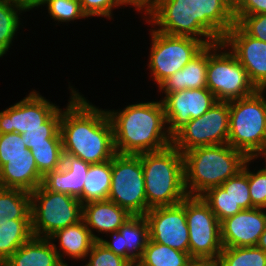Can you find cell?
<instances>
[{
    "instance_id": "6da1fadb",
    "label": "cell",
    "mask_w": 266,
    "mask_h": 266,
    "mask_svg": "<svg viewBox=\"0 0 266 266\" xmlns=\"http://www.w3.org/2000/svg\"><path fill=\"white\" fill-rule=\"evenodd\" d=\"M60 134L63 154L89 164L111 160L116 154L106 110L92 105L73 87L66 109H61Z\"/></svg>"
},
{
    "instance_id": "7a4b0ae2",
    "label": "cell",
    "mask_w": 266,
    "mask_h": 266,
    "mask_svg": "<svg viewBox=\"0 0 266 266\" xmlns=\"http://www.w3.org/2000/svg\"><path fill=\"white\" fill-rule=\"evenodd\" d=\"M146 20L161 33L194 37L206 45L221 42L236 23L232 0H168Z\"/></svg>"
},
{
    "instance_id": "3957f363",
    "label": "cell",
    "mask_w": 266,
    "mask_h": 266,
    "mask_svg": "<svg viewBox=\"0 0 266 266\" xmlns=\"http://www.w3.org/2000/svg\"><path fill=\"white\" fill-rule=\"evenodd\" d=\"M106 112L118 154L138 155L159 151L172 144L161 100L131 104L117 112L106 109Z\"/></svg>"
},
{
    "instance_id": "277c9868",
    "label": "cell",
    "mask_w": 266,
    "mask_h": 266,
    "mask_svg": "<svg viewBox=\"0 0 266 266\" xmlns=\"http://www.w3.org/2000/svg\"><path fill=\"white\" fill-rule=\"evenodd\" d=\"M184 185L188 196H200L236 176L249 159L229 144L193 148L183 153Z\"/></svg>"
},
{
    "instance_id": "5b68a950",
    "label": "cell",
    "mask_w": 266,
    "mask_h": 266,
    "mask_svg": "<svg viewBox=\"0 0 266 266\" xmlns=\"http://www.w3.org/2000/svg\"><path fill=\"white\" fill-rule=\"evenodd\" d=\"M147 206H171L188 195L184 185L183 154L173 145L141 153Z\"/></svg>"
},
{
    "instance_id": "8992f818",
    "label": "cell",
    "mask_w": 266,
    "mask_h": 266,
    "mask_svg": "<svg viewBox=\"0 0 266 266\" xmlns=\"http://www.w3.org/2000/svg\"><path fill=\"white\" fill-rule=\"evenodd\" d=\"M264 94H253L229 101L228 142L250 158L266 146V102Z\"/></svg>"
},
{
    "instance_id": "52a82bcc",
    "label": "cell",
    "mask_w": 266,
    "mask_h": 266,
    "mask_svg": "<svg viewBox=\"0 0 266 266\" xmlns=\"http://www.w3.org/2000/svg\"><path fill=\"white\" fill-rule=\"evenodd\" d=\"M82 206L78 198L49 191L41 184L30 193L33 236L48 238L55 231L78 223L82 220Z\"/></svg>"
},
{
    "instance_id": "ba28073f",
    "label": "cell",
    "mask_w": 266,
    "mask_h": 266,
    "mask_svg": "<svg viewBox=\"0 0 266 266\" xmlns=\"http://www.w3.org/2000/svg\"><path fill=\"white\" fill-rule=\"evenodd\" d=\"M225 49L226 46L222 42L208 45L206 78L207 88L217 101L229 102L249 96L257 89L234 54Z\"/></svg>"
},
{
    "instance_id": "9c48e42d",
    "label": "cell",
    "mask_w": 266,
    "mask_h": 266,
    "mask_svg": "<svg viewBox=\"0 0 266 266\" xmlns=\"http://www.w3.org/2000/svg\"><path fill=\"white\" fill-rule=\"evenodd\" d=\"M108 200L132 216H144L150 209L144 186L141 154H118L112 158V179Z\"/></svg>"
},
{
    "instance_id": "30bf717a",
    "label": "cell",
    "mask_w": 266,
    "mask_h": 266,
    "mask_svg": "<svg viewBox=\"0 0 266 266\" xmlns=\"http://www.w3.org/2000/svg\"><path fill=\"white\" fill-rule=\"evenodd\" d=\"M148 68L158 86L181 70L207 45L190 36H171L152 29Z\"/></svg>"
},
{
    "instance_id": "8fae6325",
    "label": "cell",
    "mask_w": 266,
    "mask_h": 266,
    "mask_svg": "<svg viewBox=\"0 0 266 266\" xmlns=\"http://www.w3.org/2000/svg\"><path fill=\"white\" fill-rule=\"evenodd\" d=\"M185 215L188 225L190 257L217 262L223 249L220 221L200 196L185 198Z\"/></svg>"
},
{
    "instance_id": "7c38bea8",
    "label": "cell",
    "mask_w": 266,
    "mask_h": 266,
    "mask_svg": "<svg viewBox=\"0 0 266 266\" xmlns=\"http://www.w3.org/2000/svg\"><path fill=\"white\" fill-rule=\"evenodd\" d=\"M229 112V102L217 101L203 115L181 127L172 136V144L182 154L197 147L227 144Z\"/></svg>"
},
{
    "instance_id": "4fadbf2b",
    "label": "cell",
    "mask_w": 266,
    "mask_h": 266,
    "mask_svg": "<svg viewBox=\"0 0 266 266\" xmlns=\"http://www.w3.org/2000/svg\"><path fill=\"white\" fill-rule=\"evenodd\" d=\"M144 216L150 240L189 253L185 199L176 205L151 208Z\"/></svg>"
},
{
    "instance_id": "5bb4252c",
    "label": "cell",
    "mask_w": 266,
    "mask_h": 266,
    "mask_svg": "<svg viewBox=\"0 0 266 266\" xmlns=\"http://www.w3.org/2000/svg\"><path fill=\"white\" fill-rule=\"evenodd\" d=\"M249 162L252 161L248 159L236 176L227 179L220 186L207 189L200 195L220 222L242 209L252 208L249 194Z\"/></svg>"
},
{
    "instance_id": "9a60e30c",
    "label": "cell",
    "mask_w": 266,
    "mask_h": 266,
    "mask_svg": "<svg viewBox=\"0 0 266 266\" xmlns=\"http://www.w3.org/2000/svg\"><path fill=\"white\" fill-rule=\"evenodd\" d=\"M58 109L33 90L23 100L0 112V133L23 134L27 130L45 129V122Z\"/></svg>"
},
{
    "instance_id": "2e32d148",
    "label": "cell",
    "mask_w": 266,
    "mask_h": 266,
    "mask_svg": "<svg viewBox=\"0 0 266 266\" xmlns=\"http://www.w3.org/2000/svg\"><path fill=\"white\" fill-rule=\"evenodd\" d=\"M169 133L173 136L191 119L198 118L216 102L208 88L185 89L168 93L161 99Z\"/></svg>"
},
{
    "instance_id": "e0dca14e",
    "label": "cell",
    "mask_w": 266,
    "mask_h": 266,
    "mask_svg": "<svg viewBox=\"0 0 266 266\" xmlns=\"http://www.w3.org/2000/svg\"><path fill=\"white\" fill-rule=\"evenodd\" d=\"M246 70L251 83L258 89L266 84V42L249 36L237 23L221 41Z\"/></svg>"
},
{
    "instance_id": "ac0fdd59",
    "label": "cell",
    "mask_w": 266,
    "mask_h": 266,
    "mask_svg": "<svg viewBox=\"0 0 266 266\" xmlns=\"http://www.w3.org/2000/svg\"><path fill=\"white\" fill-rule=\"evenodd\" d=\"M264 208L242 209L220 222L223 247L256 246L266 227Z\"/></svg>"
},
{
    "instance_id": "d6986e66",
    "label": "cell",
    "mask_w": 266,
    "mask_h": 266,
    "mask_svg": "<svg viewBox=\"0 0 266 266\" xmlns=\"http://www.w3.org/2000/svg\"><path fill=\"white\" fill-rule=\"evenodd\" d=\"M112 241L99 242L130 263L137 262L143 255L150 239L149 225L145 216H131L118 231L111 232Z\"/></svg>"
},
{
    "instance_id": "ffe728a7",
    "label": "cell",
    "mask_w": 266,
    "mask_h": 266,
    "mask_svg": "<svg viewBox=\"0 0 266 266\" xmlns=\"http://www.w3.org/2000/svg\"><path fill=\"white\" fill-rule=\"evenodd\" d=\"M89 163L63 154V164L58 170L47 173L42 185L49 191L76 197L82 203V190L88 173Z\"/></svg>"
},
{
    "instance_id": "44dd1931",
    "label": "cell",
    "mask_w": 266,
    "mask_h": 266,
    "mask_svg": "<svg viewBox=\"0 0 266 266\" xmlns=\"http://www.w3.org/2000/svg\"><path fill=\"white\" fill-rule=\"evenodd\" d=\"M42 180L31 152L27 157L0 158V187L31 193L42 184Z\"/></svg>"
},
{
    "instance_id": "7402d4cb",
    "label": "cell",
    "mask_w": 266,
    "mask_h": 266,
    "mask_svg": "<svg viewBox=\"0 0 266 266\" xmlns=\"http://www.w3.org/2000/svg\"><path fill=\"white\" fill-rule=\"evenodd\" d=\"M131 216L126 209L110 200L93 201L82 206V220L96 241L101 238L93 230L103 234L118 231Z\"/></svg>"
},
{
    "instance_id": "603a6c76",
    "label": "cell",
    "mask_w": 266,
    "mask_h": 266,
    "mask_svg": "<svg viewBox=\"0 0 266 266\" xmlns=\"http://www.w3.org/2000/svg\"><path fill=\"white\" fill-rule=\"evenodd\" d=\"M48 239L51 241H53V239H56V241L59 240V249L54 243L53 247L57 251L62 264L65 263L63 259L65 256H69V258L73 260H86L87 254L96 242L83 220L55 231Z\"/></svg>"
},
{
    "instance_id": "cb8c5ba5",
    "label": "cell",
    "mask_w": 266,
    "mask_h": 266,
    "mask_svg": "<svg viewBox=\"0 0 266 266\" xmlns=\"http://www.w3.org/2000/svg\"><path fill=\"white\" fill-rule=\"evenodd\" d=\"M208 45L181 70L165 79L159 91L165 96L185 89L207 88Z\"/></svg>"
},
{
    "instance_id": "d4e9b609",
    "label": "cell",
    "mask_w": 266,
    "mask_h": 266,
    "mask_svg": "<svg viewBox=\"0 0 266 266\" xmlns=\"http://www.w3.org/2000/svg\"><path fill=\"white\" fill-rule=\"evenodd\" d=\"M1 266H62V263L53 247V241L33 236Z\"/></svg>"
},
{
    "instance_id": "484cf974",
    "label": "cell",
    "mask_w": 266,
    "mask_h": 266,
    "mask_svg": "<svg viewBox=\"0 0 266 266\" xmlns=\"http://www.w3.org/2000/svg\"><path fill=\"white\" fill-rule=\"evenodd\" d=\"M112 179V159L90 164L82 190V205L108 200Z\"/></svg>"
},
{
    "instance_id": "4316f807",
    "label": "cell",
    "mask_w": 266,
    "mask_h": 266,
    "mask_svg": "<svg viewBox=\"0 0 266 266\" xmlns=\"http://www.w3.org/2000/svg\"><path fill=\"white\" fill-rule=\"evenodd\" d=\"M33 237L31 219H13L0 225V266Z\"/></svg>"
},
{
    "instance_id": "83f0119b",
    "label": "cell",
    "mask_w": 266,
    "mask_h": 266,
    "mask_svg": "<svg viewBox=\"0 0 266 266\" xmlns=\"http://www.w3.org/2000/svg\"><path fill=\"white\" fill-rule=\"evenodd\" d=\"M28 10L22 0H0V58L11 47L21 24L19 14Z\"/></svg>"
},
{
    "instance_id": "f1b7e54d",
    "label": "cell",
    "mask_w": 266,
    "mask_h": 266,
    "mask_svg": "<svg viewBox=\"0 0 266 266\" xmlns=\"http://www.w3.org/2000/svg\"><path fill=\"white\" fill-rule=\"evenodd\" d=\"M30 193L20 189L0 187V225L13 219H31Z\"/></svg>"
},
{
    "instance_id": "f546056e",
    "label": "cell",
    "mask_w": 266,
    "mask_h": 266,
    "mask_svg": "<svg viewBox=\"0 0 266 266\" xmlns=\"http://www.w3.org/2000/svg\"><path fill=\"white\" fill-rule=\"evenodd\" d=\"M191 260L189 253L149 239L143 255L137 262L141 266H187Z\"/></svg>"
},
{
    "instance_id": "4dcf8cb0",
    "label": "cell",
    "mask_w": 266,
    "mask_h": 266,
    "mask_svg": "<svg viewBox=\"0 0 266 266\" xmlns=\"http://www.w3.org/2000/svg\"><path fill=\"white\" fill-rule=\"evenodd\" d=\"M217 266H266V252L257 246L223 247Z\"/></svg>"
},
{
    "instance_id": "1f68e13d",
    "label": "cell",
    "mask_w": 266,
    "mask_h": 266,
    "mask_svg": "<svg viewBox=\"0 0 266 266\" xmlns=\"http://www.w3.org/2000/svg\"><path fill=\"white\" fill-rule=\"evenodd\" d=\"M32 153L39 173L44 177L47 173L58 170L63 164L62 143L31 145Z\"/></svg>"
},
{
    "instance_id": "d6a6232c",
    "label": "cell",
    "mask_w": 266,
    "mask_h": 266,
    "mask_svg": "<svg viewBox=\"0 0 266 266\" xmlns=\"http://www.w3.org/2000/svg\"><path fill=\"white\" fill-rule=\"evenodd\" d=\"M61 108H59L46 122L45 129L27 130L22 135L25 145L30 150L31 145L47 143H62L60 134Z\"/></svg>"
},
{
    "instance_id": "836d02e7",
    "label": "cell",
    "mask_w": 266,
    "mask_h": 266,
    "mask_svg": "<svg viewBox=\"0 0 266 266\" xmlns=\"http://www.w3.org/2000/svg\"><path fill=\"white\" fill-rule=\"evenodd\" d=\"M46 5L53 20L70 22L79 18H86L79 0H42L36 7Z\"/></svg>"
},
{
    "instance_id": "e575fe53",
    "label": "cell",
    "mask_w": 266,
    "mask_h": 266,
    "mask_svg": "<svg viewBox=\"0 0 266 266\" xmlns=\"http://www.w3.org/2000/svg\"><path fill=\"white\" fill-rule=\"evenodd\" d=\"M86 257L89 261L84 266H129L131 263L124 257L107 249L99 241H96Z\"/></svg>"
},
{
    "instance_id": "d590c367",
    "label": "cell",
    "mask_w": 266,
    "mask_h": 266,
    "mask_svg": "<svg viewBox=\"0 0 266 266\" xmlns=\"http://www.w3.org/2000/svg\"><path fill=\"white\" fill-rule=\"evenodd\" d=\"M30 150L19 133H0V158L27 157Z\"/></svg>"
},
{
    "instance_id": "8d00e7d4",
    "label": "cell",
    "mask_w": 266,
    "mask_h": 266,
    "mask_svg": "<svg viewBox=\"0 0 266 266\" xmlns=\"http://www.w3.org/2000/svg\"><path fill=\"white\" fill-rule=\"evenodd\" d=\"M249 194L252 208L266 209V174L261 169L255 173L249 170Z\"/></svg>"
},
{
    "instance_id": "74e56055",
    "label": "cell",
    "mask_w": 266,
    "mask_h": 266,
    "mask_svg": "<svg viewBox=\"0 0 266 266\" xmlns=\"http://www.w3.org/2000/svg\"><path fill=\"white\" fill-rule=\"evenodd\" d=\"M237 24L249 35L266 42V13L244 15Z\"/></svg>"
},
{
    "instance_id": "f35d334b",
    "label": "cell",
    "mask_w": 266,
    "mask_h": 266,
    "mask_svg": "<svg viewBox=\"0 0 266 266\" xmlns=\"http://www.w3.org/2000/svg\"><path fill=\"white\" fill-rule=\"evenodd\" d=\"M82 11L88 17L112 18V9L119 7L116 0H79Z\"/></svg>"
},
{
    "instance_id": "ab89813d",
    "label": "cell",
    "mask_w": 266,
    "mask_h": 266,
    "mask_svg": "<svg viewBox=\"0 0 266 266\" xmlns=\"http://www.w3.org/2000/svg\"><path fill=\"white\" fill-rule=\"evenodd\" d=\"M232 12L237 23L244 15L266 13V0H232Z\"/></svg>"
},
{
    "instance_id": "60d3db41",
    "label": "cell",
    "mask_w": 266,
    "mask_h": 266,
    "mask_svg": "<svg viewBox=\"0 0 266 266\" xmlns=\"http://www.w3.org/2000/svg\"><path fill=\"white\" fill-rule=\"evenodd\" d=\"M118 6L130 5L140 12L144 10L145 16L150 17V0H116Z\"/></svg>"
},
{
    "instance_id": "b9f144b4",
    "label": "cell",
    "mask_w": 266,
    "mask_h": 266,
    "mask_svg": "<svg viewBox=\"0 0 266 266\" xmlns=\"http://www.w3.org/2000/svg\"><path fill=\"white\" fill-rule=\"evenodd\" d=\"M187 266H217V262L212 260L192 259Z\"/></svg>"
},
{
    "instance_id": "7bdbcfd3",
    "label": "cell",
    "mask_w": 266,
    "mask_h": 266,
    "mask_svg": "<svg viewBox=\"0 0 266 266\" xmlns=\"http://www.w3.org/2000/svg\"><path fill=\"white\" fill-rule=\"evenodd\" d=\"M262 155V157L264 156L265 158V162H266V146L263 147L262 149L260 150H257L249 159L250 160H255L257 159L258 157H260ZM266 165V164H265ZM265 174H266V166L264 168L261 169Z\"/></svg>"
},
{
    "instance_id": "ee69618b",
    "label": "cell",
    "mask_w": 266,
    "mask_h": 266,
    "mask_svg": "<svg viewBox=\"0 0 266 266\" xmlns=\"http://www.w3.org/2000/svg\"><path fill=\"white\" fill-rule=\"evenodd\" d=\"M256 246L261 248L264 252H266V227L264 232L261 234Z\"/></svg>"
},
{
    "instance_id": "f6af8a7d",
    "label": "cell",
    "mask_w": 266,
    "mask_h": 266,
    "mask_svg": "<svg viewBox=\"0 0 266 266\" xmlns=\"http://www.w3.org/2000/svg\"><path fill=\"white\" fill-rule=\"evenodd\" d=\"M168 0H150V16L164 2Z\"/></svg>"
},
{
    "instance_id": "bcb514c9",
    "label": "cell",
    "mask_w": 266,
    "mask_h": 266,
    "mask_svg": "<svg viewBox=\"0 0 266 266\" xmlns=\"http://www.w3.org/2000/svg\"><path fill=\"white\" fill-rule=\"evenodd\" d=\"M42 0H22V2L31 10L36 7Z\"/></svg>"
},
{
    "instance_id": "7dc6e473",
    "label": "cell",
    "mask_w": 266,
    "mask_h": 266,
    "mask_svg": "<svg viewBox=\"0 0 266 266\" xmlns=\"http://www.w3.org/2000/svg\"><path fill=\"white\" fill-rule=\"evenodd\" d=\"M261 94L265 93V90H266V84L260 86L258 89H257ZM265 102H266V99L264 98Z\"/></svg>"
},
{
    "instance_id": "c3c4849f",
    "label": "cell",
    "mask_w": 266,
    "mask_h": 266,
    "mask_svg": "<svg viewBox=\"0 0 266 266\" xmlns=\"http://www.w3.org/2000/svg\"><path fill=\"white\" fill-rule=\"evenodd\" d=\"M129 266H141L138 262L131 263Z\"/></svg>"
}]
</instances>
